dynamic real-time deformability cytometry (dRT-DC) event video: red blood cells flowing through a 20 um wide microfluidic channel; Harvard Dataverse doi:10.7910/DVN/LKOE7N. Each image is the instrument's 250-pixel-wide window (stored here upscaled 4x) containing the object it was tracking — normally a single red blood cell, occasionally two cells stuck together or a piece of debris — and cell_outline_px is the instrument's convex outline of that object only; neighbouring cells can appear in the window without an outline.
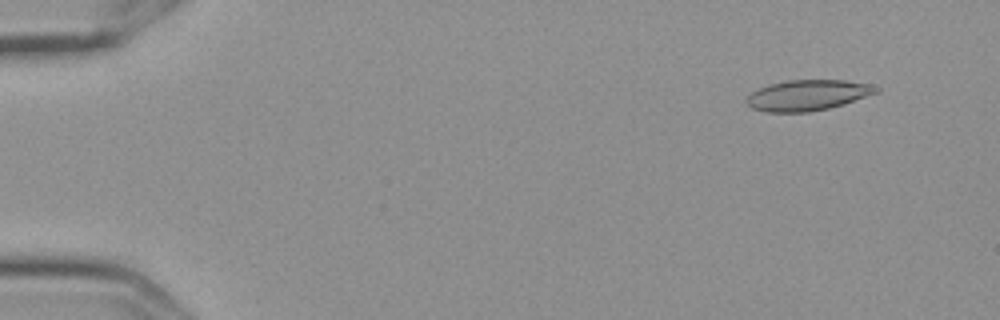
{"species": "Egyptian fruit bat (a non-hibernating species)", "species_latin": "Rousettus aegyptiacus", "temperature_condition": "cold", "stored_images_in_passage": 57, "camera_frame_rate_fps": 3000, "um_per_image_px": 0.085, "frame": {"image": 1, "passage_image": 5, "time_ms": 1.333, "image_size_px": [1000, 320], "cell_outline_px": [[880, 92], [844, 104], [828, 108], [808, 112], [768, 112], [752, 108], [744, 100], [752, 92], [768, 84], [784, 80], [844, 80], [872, 84], [880, 88]], "centroid_in_image_um": [68.68, 8.08], "position_along_channel_um": 16.3, "area_um2": 23.29}}
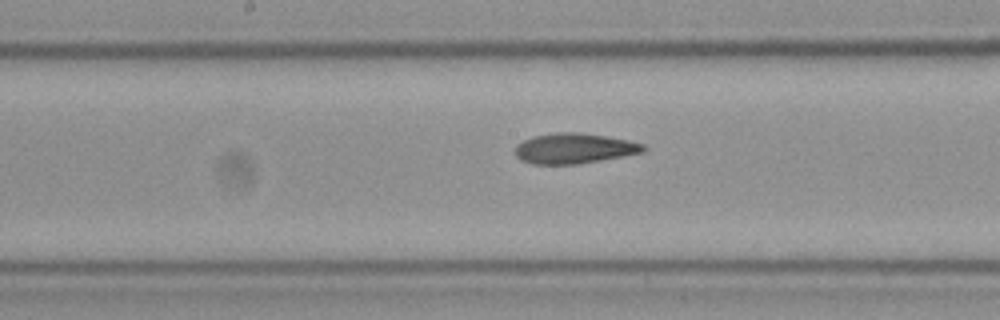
{"frame": {"image": 2, "passage_image": 30, "time_ms": 9.667, "image_size_px": [1000, 320], "cell_outline_px": [[648, 148], [644, 152], [624, 156], [576, 164], [532, 164], [520, 160], [516, 156], [516, 144], [532, 136], [556, 132], [580, 132], [628, 140], [644, 144]], "centroid_in_image_um": [48.8, 12.61], "position_along_channel_um": 199.4, "area_um2": 22.72}}
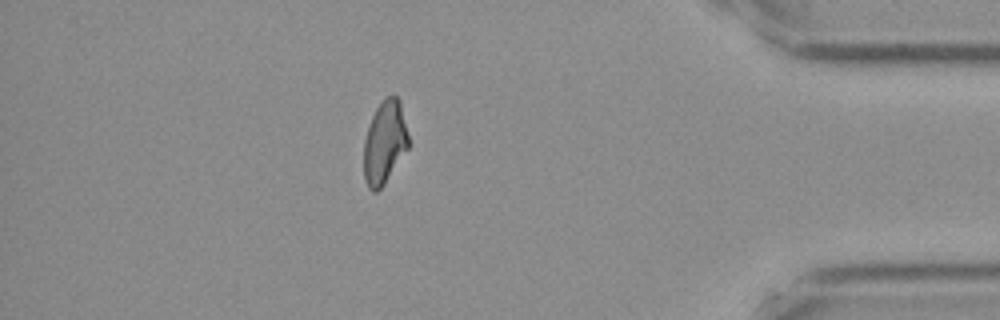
{"frame": {"image": 3, "passage_image": 50, "time_ms": 16.333, "image_size_px": [1000, 320], "cell_outline_px": [[408, 148], [384, 184], [376, 192], [372, 192], [368, 188], [364, 180], [364, 140], [372, 116], [376, 108], [384, 96], [396, 96], [400, 100], [408, 136]], "centroid_in_image_um": [32.68, 12.11], "position_along_channel_um": 402.5, "area_um2": 21.5}, "authors_computed_cell_mechanics": {"area_um2": 22.7154, "velocity_mm_per_s": 3.5901, "shape_relaxation_time_tau1_ms": null, "shape_relaxation_time_tau2_ms": 4.2673, "deformation_change_tau1": null, "deformation_change_tau2": 0.1072}}